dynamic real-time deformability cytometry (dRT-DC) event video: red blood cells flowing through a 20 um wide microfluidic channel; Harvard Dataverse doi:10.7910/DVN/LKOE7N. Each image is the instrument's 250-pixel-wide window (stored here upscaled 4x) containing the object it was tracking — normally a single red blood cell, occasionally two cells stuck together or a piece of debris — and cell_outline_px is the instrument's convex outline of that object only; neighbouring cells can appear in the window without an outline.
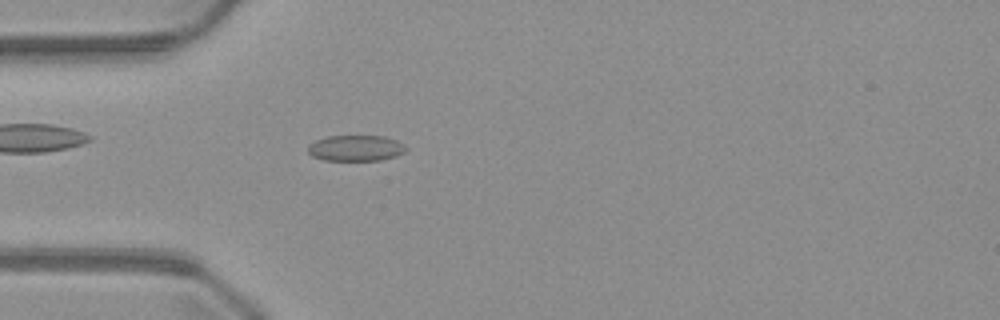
{"species": "common noctule bat (a hibernating species)", "species_latin": "Nyctalus noctula", "temperature_condition": "warm", "stored_images_in_passage": 42, "camera_frame_rate_fps": 3000, "um_per_image_px": 0.085, "animal": {"sex": "male", "body_mass_g": 23.1, "forearm_length_mm": 52.7}, "frame": {"image": 1, "passage_image": 6, "time_ms": 1.667, "image_size_px": [1000, 320], "cell_outline_px": [[408, 148], [404, 152], [396, 156], [380, 160], [324, 160], [312, 156], [308, 152], [308, 144], [316, 140], [328, 136], [384, 136], [396, 140], [404, 144]], "centroid_in_image_um": [30.24, 12.59], "position_along_channel_um": 54.8, "area_um2": 14.8}}
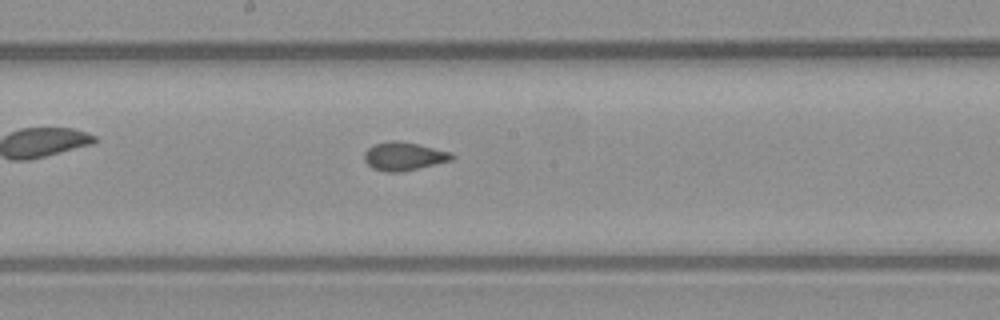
{"frame": {"image": 2, "passage_image": 18, "time_ms": 5.667, "image_size_px": [1000, 320], "cell_outline_px": [[456, 156], [452, 160], [400, 172], [384, 172], [372, 168], [364, 160], [364, 152], [368, 148], [376, 144], [388, 140], [396, 140], [420, 144], [452, 152]], "centroid_in_image_um": [34.34, 13.27], "position_along_channel_um": 213.9, "area_um2": 14.57}}
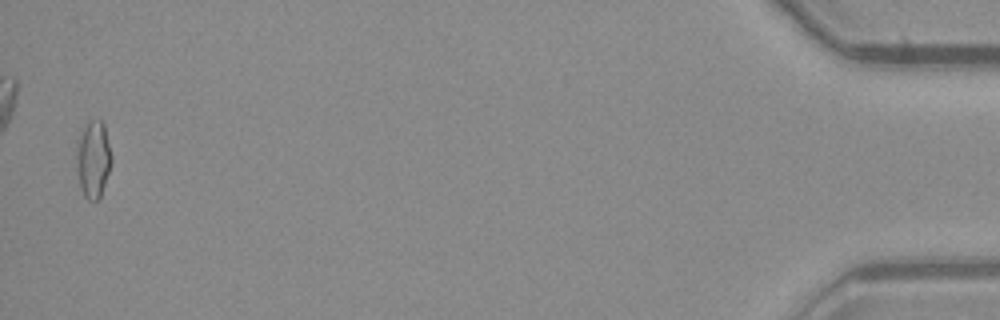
{"frame": {"image": 3, "passage_image": 41, "time_ms": 13.333, "image_size_px": [1000, 320], "cell_outline_px": [[112, 164], [100, 196], [96, 200], [88, 200], [84, 196], [80, 184], [76, 168], [76, 140], [80, 132], [88, 120], [100, 120], [104, 124], [112, 156]], "centroid_in_image_um": [7.91, 13.49], "position_along_channel_um": 427.3, "area_um2": 15.95}}